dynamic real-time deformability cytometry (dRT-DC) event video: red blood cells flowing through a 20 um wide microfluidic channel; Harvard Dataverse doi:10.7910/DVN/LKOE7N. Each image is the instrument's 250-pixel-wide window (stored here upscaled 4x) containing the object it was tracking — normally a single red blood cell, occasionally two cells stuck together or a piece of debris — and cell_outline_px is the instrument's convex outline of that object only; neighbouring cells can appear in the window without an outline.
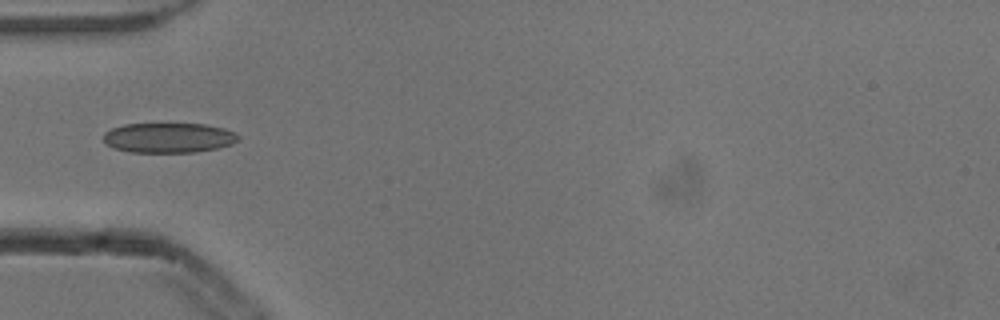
{"species": "common noctule bat (a hibernating species)", "species_latin": "Nyctalus noctula", "temperature_condition": "cold", "stored_images_in_passage": 2, "camera_frame_rate_fps": 3000, "um_per_image_px": 0.085, "animal": {"sex": "male", "body_mass_g": 13.3}, "frame": {"image": 1, "passage_image": 2, "time_ms": 0.333, "image_size_px": [1000, 320], "cell_outline_px": [[240, 136], [232, 144], [216, 148], [196, 152], [128, 152], [112, 148], [104, 140], [104, 132], [112, 128], [124, 124], [204, 124], [224, 128], [236, 132]], "centroid_in_image_um": [14.33, 11.71], "position_along_channel_um": 70.7, "area_um2": 23.52}}